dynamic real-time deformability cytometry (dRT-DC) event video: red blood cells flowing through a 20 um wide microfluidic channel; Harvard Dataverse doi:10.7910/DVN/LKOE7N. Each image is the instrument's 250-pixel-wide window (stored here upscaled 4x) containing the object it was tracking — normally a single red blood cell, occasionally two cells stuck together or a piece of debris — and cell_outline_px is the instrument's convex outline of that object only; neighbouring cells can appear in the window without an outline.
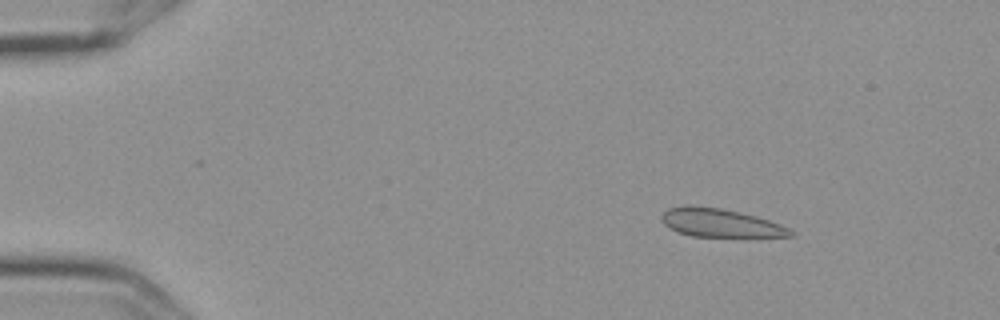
{"species": "Egyptian fruit bat (a non-hibernating species)", "species_latin": "Rousettus aegyptiacus", "temperature_condition": "cold", "stored_images_in_passage": 6, "camera_frame_rate_fps": 3000, "um_per_image_px": 0.085, "frame": {"image": 1, "passage_image": 3, "time_ms": 0.667, "image_size_px": [1000, 320], "cell_outline_px": [[796, 236], [756, 240], [692, 236], [668, 228], [664, 224], [660, 216], [668, 208], [688, 204], [720, 208], [740, 212], [756, 216], [780, 224], [796, 232]], "centroid_in_image_um": [61.36, 19.01], "position_along_channel_um": 23.6, "area_um2": 22.72}}
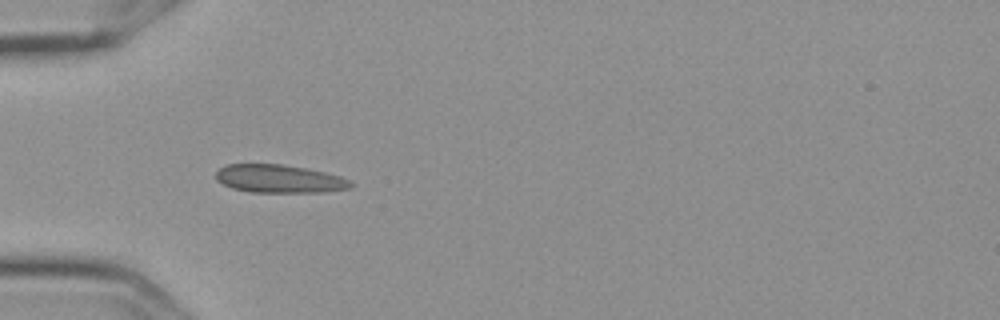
{"frame": {"image": 2, "passage_image": 5, "time_ms": 1.333, "image_size_px": [1000, 320], "cell_outline_px": [[356, 184], [352, 188], [324, 192], [248, 192], [232, 188], [216, 180], [216, 172], [224, 164], [284, 164], [308, 168], [340, 176]], "centroid_in_image_um": [23.76, 15.19], "position_along_channel_um": 61.2, "area_um2": 22.31}}
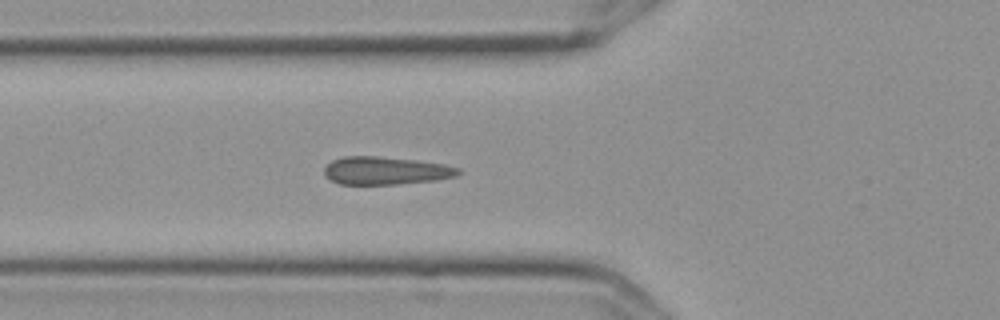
{"frame": {"image": 3, "passage_image": 6, "time_ms": 1.667, "image_size_px": [1000, 320], "cell_outline_px": [[464, 172], [456, 176], [436, 180], [400, 184], [340, 184], [324, 176], [324, 168], [332, 160], [344, 156], [376, 156], [416, 160], [444, 164], [460, 168]], "centroid_in_image_um": [32.81, 14.5], "position_along_channel_um": 93.0, "area_um2": 21.91}}